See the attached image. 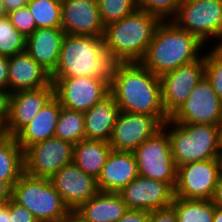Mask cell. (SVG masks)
Returning <instances> with one entry per match:
<instances>
[{"label":"cell","instance_id":"1","mask_svg":"<svg viewBox=\"0 0 222 222\" xmlns=\"http://www.w3.org/2000/svg\"><path fill=\"white\" fill-rule=\"evenodd\" d=\"M109 92L120 111L151 115L162 125L169 120L162 104L160 77L140 62L114 63Z\"/></svg>","mask_w":222,"mask_h":222},{"label":"cell","instance_id":"2","mask_svg":"<svg viewBox=\"0 0 222 222\" xmlns=\"http://www.w3.org/2000/svg\"><path fill=\"white\" fill-rule=\"evenodd\" d=\"M205 45L197 36L179 28L172 20H162L140 63L156 76L199 59Z\"/></svg>","mask_w":222,"mask_h":222},{"label":"cell","instance_id":"3","mask_svg":"<svg viewBox=\"0 0 222 222\" xmlns=\"http://www.w3.org/2000/svg\"><path fill=\"white\" fill-rule=\"evenodd\" d=\"M114 61L107 54L103 36L65 34L58 64L51 78L89 76L111 81Z\"/></svg>","mask_w":222,"mask_h":222},{"label":"cell","instance_id":"4","mask_svg":"<svg viewBox=\"0 0 222 222\" xmlns=\"http://www.w3.org/2000/svg\"><path fill=\"white\" fill-rule=\"evenodd\" d=\"M162 20L136 9L120 21L105 26L103 40L107 54L115 62H140Z\"/></svg>","mask_w":222,"mask_h":222},{"label":"cell","instance_id":"5","mask_svg":"<svg viewBox=\"0 0 222 222\" xmlns=\"http://www.w3.org/2000/svg\"><path fill=\"white\" fill-rule=\"evenodd\" d=\"M162 127L168 133L171 153L177 167L190 162L222 159L220 126L179 124L169 119Z\"/></svg>","mask_w":222,"mask_h":222},{"label":"cell","instance_id":"6","mask_svg":"<svg viewBox=\"0 0 222 222\" xmlns=\"http://www.w3.org/2000/svg\"><path fill=\"white\" fill-rule=\"evenodd\" d=\"M11 198L28 209L38 222H53L70 211L49 178L24 173L12 187Z\"/></svg>","mask_w":222,"mask_h":222},{"label":"cell","instance_id":"7","mask_svg":"<svg viewBox=\"0 0 222 222\" xmlns=\"http://www.w3.org/2000/svg\"><path fill=\"white\" fill-rule=\"evenodd\" d=\"M171 20L203 43L214 38L222 46V0H182Z\"/></svg>","mask_w":222,"mask_h":222},{"label":"cell","instance_id":"8","mask_svg":"<svg viewBox=\"0 0 222 222\" xmlns=\"http://www.w3.org/2000/svg\"><path fill=\"white\" fill-rule=\"evenodd\" d=\"M133 154L139 176L176 185L177 166L170 148L167 131L162 127L138 146Z\"/></svg>","mask_w":222,"mask_h":222},{"label":"cell","instance_id":"9","mask_svg":"<svg viewBox=\"0 0 222 222\" xmlns=\"http://www.w3.org/2000/svg\"><path fill=\"white\" fill-rule=\"evenodd\" d=\"M222 173V159L186 163L177 167L175 197L211 200Z\"/></svg>","mask_w":222,"mask_h":222},{"label":"cell","instance_id":"10","mask_svg":"<svg viewBox=\"0 0 222 222\" xmlns=\"http://www.w3.org/2000/svg\"><path fill=\"white\" fill-rule=\"evenodd\" d=\"M74 144L57 137L38 142L24 151V173L35 178H51L73 162Z\"/></svg>","mask_w":222,"mask_h":222},{"label":"cell","instance_id":"11","mask_svg":"<svg viewBox=\"0 0 222 222\" xmlns=\"http://www.w3.org/2000/svg\"><path fill=\"white\" fill-rule=\"evenodd\" d=\"M54 96L67 109L86 112L105 98L109 84L100 78L80 76L51 78Z\"/></svg>","mask_w":222,"mask_h":222},{"label":"cell","instance_id":"12","mask_svg":"<svg viewBox=\"0 0 222 222\" xmlns=\"http://www.w3.org/2000/svg\"><path fill=\"white\" fill-rule=\"evenodd\" d=\"M169 119L179 124L221 125L222 102L206 76L192 89L188 99Z\"/></svg>","mask_w":222,"mask_h":222},{"label":"cell","instance_id":"13","mask_svg":"<svg viewBox=\"0 0 222 222\" xmlns=\"http://www.w3.org/2000/svg\"><path fill=\"white\" fill-rule=\"evenodd\" d=\"M204 76L205 53L199 59L160 76L162 104L169 118L188 99L192 89Z\"/></svg>","mask_w":222,"mask_h":222},{"label":"cell","instance_id":"14","mask_svg":"<svg viewBox=\"0 0 222 222\" xmlns=\"http://www.w3.org/2000/svg\"><path fill=\"white\" fill-rule=\"evenodd\" d=\"M161 128L154 116L120 111L108 143L114 151L133 152Z\"/></svg>","mask_w":222,"mask_h":222},{"label":"cell","instance_id":"15","mask_svg":"<svg viewBox=\"0 0 222 222\" xmlns=\"http://www.w3.org/2000/svg\"><path fill=\"white\" fill-rule=\"evenodd\" d=\"M119 194L128 209L149 212L171 206L175 197L174 188L169 183L139 175Z\"/></svg>","mask_w":222,"mask_h":222},{"label":"cell","instance_id":"16","mask_svg":"<svg viewBox=\"0 0 222 222\" xmlns=\"http://www.w3.org/2000/svg\"><path fill=\"white\" fill-rule=\"evenodd\" d=\"M50 181L69 210H77L99 192L97 179L85 173L74 162L63 166Z\"/></svg>","mask_w":222,"mask_h":222},{"label":"cell","instance_id":"17","mask_svg":"<svg viewBox=\"0 0 222 222\" xmlns=\"http://www.w3.org/2000/svg\"><path fill=\"white\" fill-rule=\"evenodd\" d=\"M61 29L70 35L103 36L97 0H62Z\"/></svg>","mask_w":222,"mask_h":222},{"label":"cell","instance_id":"18","mask_svg":"<svg viewBox=\"0 0 222 222\" xmlns=\"http://www.w3.org/2000/svg\"><path fill=\"white\" fill-rule=\"evenodd\" d=\"M53 96V83L46 87L10 94L9 113L5 122L6 134L14 137Z\"/></svg>","mask_w":222,"mask_h":222},{"label":"cell","instance_id":"19","mask_svg":"<svg viewBox=\"0 0 222 222\" xmlns=\"http://www.w3.org/2000/svg\"><path fill=\"white\" fill-rule=\"evenodd\" d=\"M50 73L26 51L9 57L8 90L11 94L49 86Z\"/></svg>","mask_w":222,"mask_h":222},{"label":"cell","instance_id":"20","mask_svg":"<svg viewBox=\"0 0 222 222\" xmlns=\"http://www.w3.org/2000/svg\"><path fill=\"white\" fill-rule=\"evenodd\" d=\"M138 175L133 152L111 150L98 176L97 185L101 192L119 193Z\"/></svg>","mask_w":222,"mask_h":222},{"label":"cell","instance_id":"21","mask_svg":"<svg viewBox=\"0 0 222 222\" xmlns=\"http://www.w3.org/2000/svg\"><path fill=\"white\" fill-rule=\"evenodd\" d=\"M64 36L61 28H37L26 38V52L51 74L58 64Z\"/></svg>","mask_w":222,"mask_h":222},{"label":"cell","instance_id":"22","mask_svg":"<svg viewBox=\"0 0 222 222\" xmlns=\"http://www.w3.org/2000/svg\"><path fill=\"white\" fill-rule=\"evenodd\" d=\"M61 108V103L53 96L32 121L14 136L23 151L38 142L54 137Z\"/></svg>","mask_w":222,"mask_h":222},{"label":"cell","instance_id":"23","mask_svg":"<svg viewBox=\"0 0 222 222\" xmlns=\"http://www.w3.org/2000/svg\"><path fill=\"white\" fill-rule=\"evenodd\" d=\"M120 108L109 93L84 112L85 139L109 142Z\"/></svg>","mask_w":222,"mask_h":222},{"label":"cell","instance_id":"24","mask_svg":"<svg viewBox=\"0 0 222 222\" xmlns=\"http://www.w3.org/2000/svg\"><path fill=\"white\" fill-rule=\"evenodd\" d=\"M127 210L119 193L99 191L76 212L86 222H117Z\"/></svg>","mask_w":222,"mask_h":222},{"label":"cell","instance_id":"25","mask_svg":"<svg viewBox=\"0 0 222 222\" xmlns=\"http://www.w3.org/2000/svg\"><path fill=\"white\" fill-rule=\"evenodd\" d=\"M111 150L108 142L83 139L74 144L73 162L85 173L98 179Z\"/></svg>","mask_w":222,"mask_h":222},{"label":"cell","instance_id":"26","mask_svg":"<svg viewBox=\"0 0 222 222\" xmlns=\"http://www.w3.org/2000/svg\"><path fill=\"white\" fill-rule=\"evenodd\" d=\"M24 174V151L15 137L5 135L0 138V180L11 188Z\"/></svg>","mask_w":222,"mask_h":222},{"label":"cell","instance_id":"27","mask_svg":"<svg viewBox=\"0 0 222 222\" xmlns=\"http://www.w3.org/2000/svg\"><path fill=\"white\" fill-rule=\"evenodd\" d=\"M177 222H213L215 206L211 200L174 197Z\"/></svg>","mask_w":222,"mask_h":222},{"label":"cell","instance_id":"28","mask_svg":"<svg viewBox=\"0 0 222 222\" xmlns=\"http://www.w3.org/2000/svg\"><path fill=\"white\" fill-rule=\"evenodd\" d=\"M54 137L73 144L85 139L84 112L61 108Z\"/></svg>","mask_w":222,"mask_h":222},{"label":"cell","instance_id":"29","mask_svg":"<svg viewBox=\"0 0 222 222\" xmlns=\"http://www.w3.org/2000/svg\"><path fill=\"white\" fill-rule=\"evenodd\" d=\"M62 0H29L30 9L37 28H61Z\"/></svg>","mask_w":222,"mask_h":222},{"label":"cell","instance_id":"30","mask_svg":"<svg viewBox=\"0 0 222 222\" xmlns=\"http://www.w3.org/2000/svg\"><path fill=\"white\" fill-rule=\"evenodd\" d=\"M26 51V37L12 24L8 17L0 20V55L10 57Z\"/></svg>","mask_w":222,"mask_h":222},{"label":"cell","instance_id":"31","mask_svg":"<svg viewBox=\"0 0 222 222\" xmlns=\"http://www.w3.org/2000/svg\"><path fill=\"white\" fill-rule=\"evenodd\" d=\"M105 26L120 21L137 9L136 0H97Z\"/></svg>","mask_w":222,"mask_h":222},{"label":"cell","instance_id":"32","mask_svg":"<svg viewBox=\"0 0 222 222\" xmlns=\"http://www.w3.org/2000/svg\"><path fill=\"white\" fill-rule=\"evenodd\" d=\"M205 76L222 102V46L215 44L210 52H205Z\"/></svg>","mask_w":222,"mask_h":222},{"label":"cell","instance_id":"33","mask_svg":"<svg viewBox=\"0 0 222 222\" xmlns=\"http://www.w3.org/2000/svg\"><path fill=\"white\" fill-rule=\"evenodd\" d=\"M181 2L182 0H136L138 9L154 14L161 20H171Z\"/></svg>","mask_w":222,"mask_h":222},{"label":"cell","instance_id":"34","mask_svg":"<svg viewBox=\"0 0 222 222\" xmlns=\"http://www.w3.org/2000/svg\"><path fill=\"white\" fill-rule=\"evenodd\" d=\"M13 26L26 38L36 29V23L28 6L8 13Z\"/></svg>","mask_w":222,"mask_h":222},{"label":"cell","instance_id":"35","mask_svg":"<svg viewBox=\"0 0 222 222\" xmlns=\"http://www.w3.org/2000/svg\"><path fill=\"white\" fill-rule=\"evenodd\" d=\"M10 218L11 222H38L34 215L24 206L10 199Z\"/></svg>","mask_w":222,"mask_h":222},{"label":"cell","instance_id":"36","mask_svg":"<svg viewBox=\"0 0 222 222\" xmlns=\"http://www.w3.org/2000/svg\"><path fill=\"white\" fill-rule=\"evenodd\" d=\"M149 222H177L174 207L168 206L149 212Z\"/></svg>","mask_w":222,"mask_h":222},{"label":"cell","instance_id":"37","mask_svg":"<svg viewBox=\"0 0 222 222\" xmlns=\"http://www.w3.org/2000/svg\"><path fill=\"white\" fill-rule=\"evenodd\" d=\"M117 222H149V211L128 209Z\"/></svg>","mask_w":222,"mask_h":222},{"label":"cell","instance_id":"38","mask_svg":"<svg viewBox=\"0 0 222 222\" xmlns=\"http://www.w3.org/2000/svg\"><path fill=\"white\" fill-rule=\"evenodd\" d=\"M10 94L8 89L0 88V120L4 124L9 113Z\"/></svg>","mask_w":222,"mask_h":222},{"label":"cell","instance_id":"39","mask_svg":"<svg viewBox=\"0 0 222 222\" xmlns=\"http://www.w3.org/2000/svg\"><path fill=\"white\" fill-rule=\"evenodd\" d=\"M9 57L0 55V88L8 89Z\"/></svg>","mask_w":222,"mask_h":222},{"label":"cell","instance_id":"40","mask_svg":"<svg viewBox=\"0 0 222 222\" xmlns=\"http://www.w3.org/2000/svg\"><path fill=\"white\" fill-rule=\"evenodd\" d=\"M211 201L215 207H222V173L218 177Z\"/></svg>","mask_w":222,"mask_h":222},{"label":"cell","instance_id":"41","mask_svg":"<svg viewBox=\"0 0 222 222\" xmlns=\"http://www.w3.org/2000/svg\"><path fill=\"white\" fill-rule=\"evenodd\" d=\"M29 0H3V4L7 13L26 7Z\"/></svg>","mask_w":222,"mask_h":222},{"label":"cell","instance_id":"42","mask_svg":"<svg viewBox=\"0 0 222 222\" xmlns=\"http://www.w3.org/2000/svg\"><path fill=\"white\" fill-rule=\"evenodd\" d=\"M12 188L3 180H0V205L11 199Z\"/></svg>","mask_w":222,"mask_h":222},{"label":"cell","instance_id":"43","mask_svg":"<svg viewBox=\"0 0 222 222\" xmlns=\"http://www.w3.org/2000/svg\"><path fill=\"white\" fill-rule=\"evenodd\" d=\"M53 222H86V221L83 220V218L76 212V210H70L63 217Z\"/></svg>","mask_w":222,"mask_h":222},{"label":"cell","instance_id":"44","mask_svg":"<svg viewBox=\"0 0 222 222\" xmlns=\"http://www.w3.org/2000/svg\"><path fill=\"white\" fill-rule=\"evenodd\" d=\"M0 222H11L10 218V200L0 205Z\"/></svg>","mask_w":222,"mask_h":222},{"label":"cell","instance_id":"45","mask_svg":"<svg viewBox=\"0 0 222 222\" xmlns=\"http://www.w3.org/2000/svg\"><path fill=\"white\" fill-rule=\"evenodd\" d=\"M213 222H222V207H215Z\"/></svg>","mask_w":222,"mask_h":222},{"label":"cell","instance_id":"46","mask_svg":"<svg viewBox=\"0 0 222 222\" xmlns=\"http://www.w3.org/2000/svg\"><path fill=\"white\" fill-rule=\"evenodd\" d=\"M8 13L5 10L3 0H0V20L6 18Z\"/></svg>","mask_w":222,"mask_h":222},{"label":"cell","instance_id":"47","mask_svg":"<svg viewBox=\"0 0 222 222\" xmlns=\"http://www.w3.org/2000/svg\"><path fill=\"white\" fill-rule=\"evenodd\" d=\"M6 135L5 124L0 120V138Z\"/></svg>","mask_w":222,"mask_h":222},{"label":"cell","instance_id":"48","mask_svg":"<svg viewBox=\"0 0 222 222\" xmlns=\"http://www.w3.org/2000/svg\"><path fill=\"white\" fill-rule=\"evenodd\" d=\"M220 135H221V145H222V121H221V125H220Z\"/></svg>","mask_w":222,"mask_h":222}]
</instances>
